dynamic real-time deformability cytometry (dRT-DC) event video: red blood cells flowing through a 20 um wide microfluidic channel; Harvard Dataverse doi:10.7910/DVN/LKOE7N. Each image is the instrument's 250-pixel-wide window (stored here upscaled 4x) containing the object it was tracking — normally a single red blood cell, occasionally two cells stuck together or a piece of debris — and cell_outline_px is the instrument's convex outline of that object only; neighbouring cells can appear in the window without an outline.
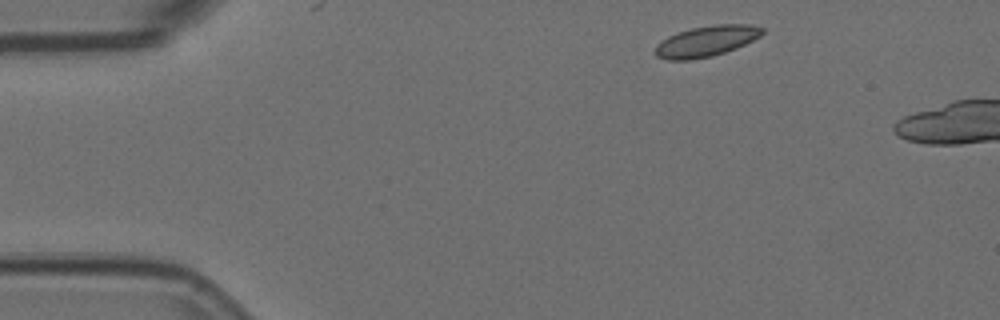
{"species": "Egyptian fruit bat (a non-hibernating species)", "species_latin": "Rousettus aegyptiacus", "temperature_condition": "room temperature", "stored_images_in_passage": 3, "camera_frame_rate_fps": 3000, "um_per_image_px": 0.085, "animal": {"sex": "female"}, "frame": {"image": 1, "passage_image": 1, "time_ms": 0.0, "image_size_px": [1000, 320], "cell_outline_px": [[764, 32], [760, 36], [736, 48], [712, 56], [692, 60], [668, 60], [656, 56], [652, 52], [656, 44], [660, 40], [668, 36], [692, 28], [716, 24], [748, 24], [764, 28]], "centroid_in_image_um": [59.99, 3.51], "position_along_channel_um": 25.0, "area_um2": 19.25}}